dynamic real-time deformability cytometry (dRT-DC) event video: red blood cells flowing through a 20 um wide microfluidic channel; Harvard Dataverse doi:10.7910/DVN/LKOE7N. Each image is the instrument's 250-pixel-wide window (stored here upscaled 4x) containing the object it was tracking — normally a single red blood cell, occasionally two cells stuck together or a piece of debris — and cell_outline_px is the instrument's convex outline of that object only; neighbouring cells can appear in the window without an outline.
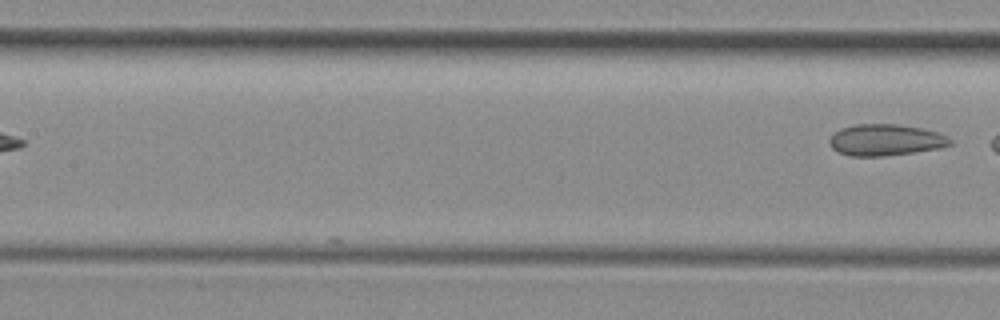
{"species": "common noctule bat (a hibernating species)", "species_latin": "Nyctalus noctula", "temperature_condition": "room temperature", "stored_images_in_passage": 7, "camera_frame_rate_fps": 3000, "um_per_image_px": 0.085, "animal": {"sex": "female", "body_mass_g": 29.2, "forearm_length_mm": 56.3}, "frame": {"image": 1, "passage_image": 7, "time_ms": 2.0, "image_size_px": [1000, 320], "cell_outline_px": [[952, 144], [940, 148], [884, 156], [852, 156], [840, 152], [832, 148], [828, 144], [828, 140], [840, 128], [856, 124], [896, 124], [920, 128], [936, 132], [948, 136], [952, 140]], "centroid_in_image_um": [75.26, 11.89], "position_along_channel_um": 132.1, "area_um2": 21.96}}